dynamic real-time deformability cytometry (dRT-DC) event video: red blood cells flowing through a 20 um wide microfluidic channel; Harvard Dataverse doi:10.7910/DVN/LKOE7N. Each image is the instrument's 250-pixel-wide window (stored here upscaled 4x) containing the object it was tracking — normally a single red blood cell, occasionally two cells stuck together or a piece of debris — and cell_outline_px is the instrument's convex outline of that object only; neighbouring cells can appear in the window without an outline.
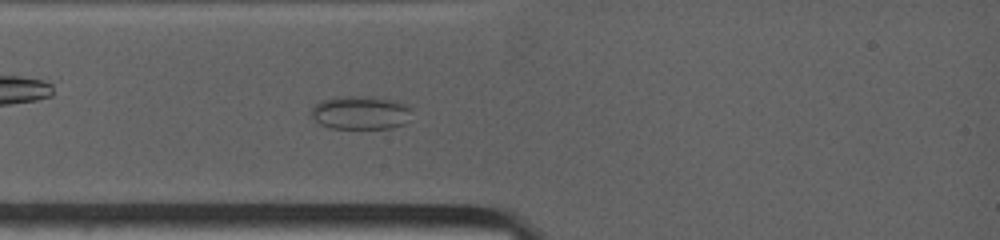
{"species": "common noctule bat (a hibernating species)", "species_latin": "Nyctalus noctula", "temperature_condition": "warm", "stored_images_in_passage": 3, "camera_frame_rate_fps": 4500, "um_per_image_px": 0.085, "animal": {"sex": "female", "body_mass_g": 19.0, "forearm_length_mm": 53.3}, "frame": {"image": 1, "passage_image": 3, "time_ms": 2.0, "image_size_px": [1000, 240], "cell_outline_px": [[412, 108], [408, 120], [404, 124], [392, 128], [328, 128], [320, 124], [312, 116], [312, 108], [320, 100], [332, 96], [372, 96], [392, 100], [408, 104]], "centroid_in_image_um": [30.65, 9.56], "position_along_channel_um": 54.3, "area_um2": 19.88}}